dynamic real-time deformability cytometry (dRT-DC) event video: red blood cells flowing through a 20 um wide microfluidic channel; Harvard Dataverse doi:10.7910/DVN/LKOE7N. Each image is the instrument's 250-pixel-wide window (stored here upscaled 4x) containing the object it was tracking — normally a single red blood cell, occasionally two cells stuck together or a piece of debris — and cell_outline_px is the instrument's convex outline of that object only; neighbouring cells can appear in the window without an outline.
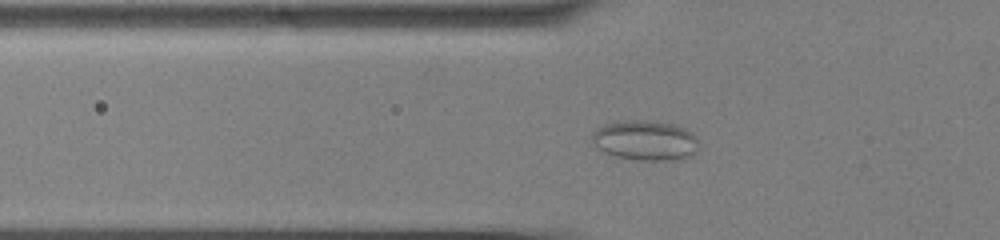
{"species": "common noctule bat (a hibernating species)", "species_latin": "Nyctalus noctula", "temperature_condition": "cold", "stored_images_in_passage": 52, "segment_of_instrument_passage": [1, 2], "camera_frame_rate_fps": 3000, "um_per_image_px": 0.085, "animal": {"sex": "male", "body_mass_g": 13.0, "forearm_length_mm": 53.1}, "frame": {"image": 1, "passage_image": 14, "time_ms": 4.333, "image_size_px": [1000, 240], "cell_outline_px": [[700, 148], [688, 156], [672, 160], [636, 160], [616, 156], [604, 152], [592, 140], [592, 132], [596, 128], [604, 124], [616, 120], [652, 120], [676, 124], [692, 132], [696, 136]], "centroid_in_image_um": [54.86, 11.9], "position_along_channel_um": 70.9, "area_um2": 25.14}}
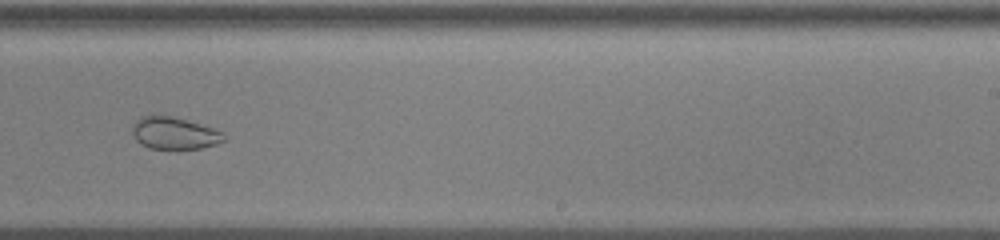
{"frame": {"image": 2, "passage_image": 31, "time_ms": 10.0, "image_size_px": [1000, 240], "cell_outline_px": [[224, 140], [216, 144], [200, 148], [176, 152], [152, 148], [140, 144], [136, 140], [132, 132], [132, 124], [140, 116], [152, 112], [172, 116], [212, 128], [224, 132]], "centroid_in_image_um": [14.75, 11.33], "position_along_channel_um": 274.3, "area_um2": 17.98}}
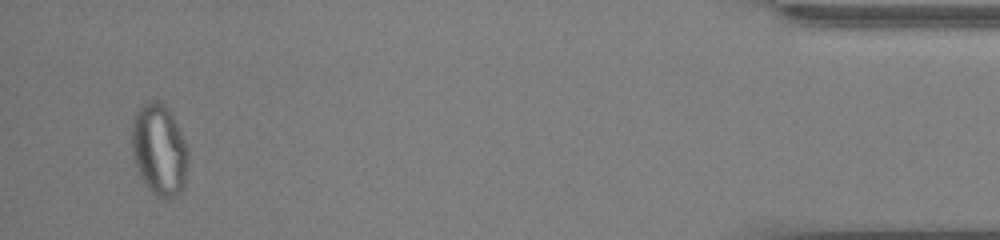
{"frame": {"image": 3, "passage_image": 49, "time_ms": 16.0, "image_size_px": [1000, 240], "cell_outline_px": [[188, 160], [184, 184], [180, 192], [168, 200], [164, 200], [156, 196], [148, 188], [140, 176], [132, 156], [132, 124], [136, 112], [148, 100], [156, 100], [164, 104], [172, 116], [188, 148]], "centroid_in_image_um": [13.53, 12.76], "position_along_channel_um": 421.7, "area_um2": 29.94}}